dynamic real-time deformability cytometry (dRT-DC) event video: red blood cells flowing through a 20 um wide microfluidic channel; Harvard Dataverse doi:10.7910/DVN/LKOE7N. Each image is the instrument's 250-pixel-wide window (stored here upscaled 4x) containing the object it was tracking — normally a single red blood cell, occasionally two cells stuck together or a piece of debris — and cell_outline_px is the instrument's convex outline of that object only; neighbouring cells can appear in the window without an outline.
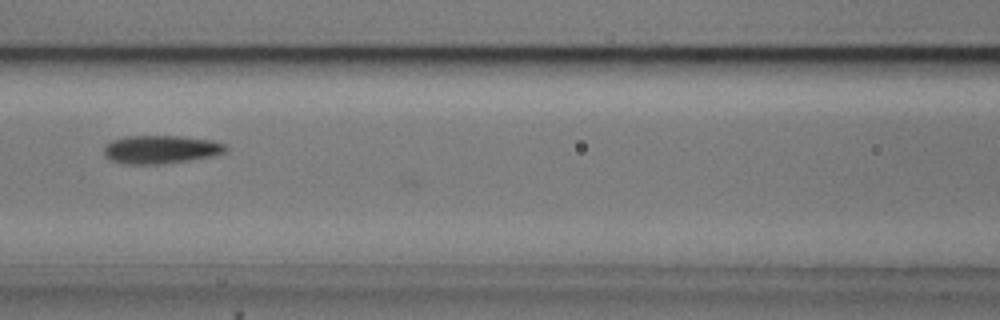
{"species": "common noctule bat (a hibernating species)", "species_latin": "Nyctalus noctula", "temperature_condition": "cold", "stored_images_in_passage": 16, "camera_frame_rate_fps": 3000, "um_per_image_px": 0.085, "animal": {"sex": "male", "body_mass_g": 20.5, "forearm_length_mm": 52.5}, "frame": {"image": 1, "passage_image": 6, "time_ms": 1.667, "image_size_px": [1000, 320], "cell_outline_px": [[228, 148], [224, 152], [212, 156], [192, 160], [164, 164], [120, 164], [104, 156], [104, 144], [112, 140], [124, 136], [180, 136], [212, 140], [228, 144]], "centroid_in_image_um": [13.66, 12.7], "position_along_channel_um": 152.9, "area_um2": 20.4}}